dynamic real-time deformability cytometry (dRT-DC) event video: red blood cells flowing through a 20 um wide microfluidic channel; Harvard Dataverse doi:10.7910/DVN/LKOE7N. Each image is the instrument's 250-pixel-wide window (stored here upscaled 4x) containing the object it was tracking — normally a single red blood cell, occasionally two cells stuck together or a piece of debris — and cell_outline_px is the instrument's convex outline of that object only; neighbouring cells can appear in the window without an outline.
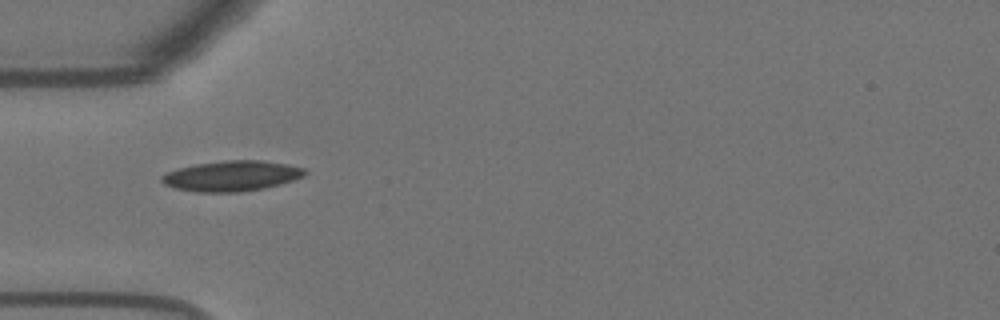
{"species": "Egyptian fruit bat (a non-hibernating species)", "species_latin": "Rousettus aegyptiacus", "temperature_condition": "warm", "stored_images_in_passage": 39, "camera_frame_rate_fps": 3000, "um_per_image_px": 0.085, "animal": {"sex": "female"}, "frame": {"image": 1, "passage_image": 1, "time_ms": 0.0, "image_size_px": [1000, 320], "cell_outline_px": [[308, 172], [304, 176], [280, 184], [264, 188], [240, 192], [196, 192], [176, 188], [164, 184], [160, 180], [160, 176], [168, 172], [180, 168], [196, 164], [228, 160], [260, 160], [288, 164], [304, 168]], "centroid_in_image_um": [19.71, 14.95], "position_along_channel_um": 65.3, "area_um2": 25.26}}
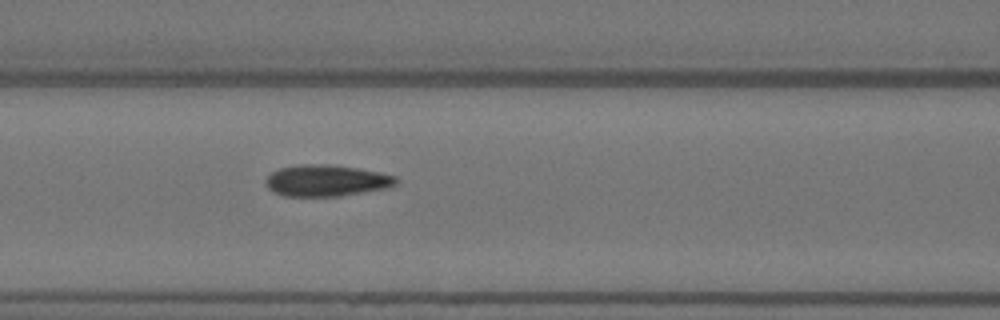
{"frame": {"image": 2, "passage_image": 7, "time_ms": 2.0, "image_size_px": [1000, 320], "cell_outline_px": [[400, 180], [396, 184], [388, 188], [340, 196], [284, 196], [272, 192], [268, 188], [264, 180], [272, 172], [280, 168], [300, 164], [328, 164], [356, 168], [380, 172], [396, 176]], "centroid_in_image_um": [27.75, 15.35], "position_along_channel_um": 138.9, "area_um2": 24.04}}
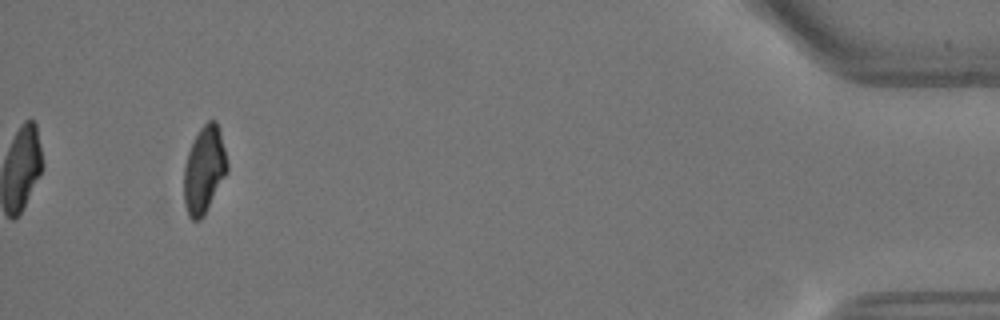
{"frame": {"image": 3, "passage_image": 36, "time_ms": 11.667, "image_size_px": [1000, 320], "cell_outline_px": [[228, 172], [204, 216], [200, 220], [192, 220], [188, 216], [184, 200], [184, 168], [188, 152], [200, 128], [208, 120], [216, 120], [220, 132], [228, 164]], "centroid_in_image_um": [17.36, 14.46], "position_along_channel_um": 417.8, "area_um2": 21.91}, "authors_computed_cell_mechanics": {"area_um2": 23.3512, "velocity_mm_per_s": 3.6499, "shape_relaxation_time_tau1_ms": 5.9421, "shape_relaxation_time_tau2_ms": 1.8641, "deformation_change_tau1": 0.1706, "deformation_change_tau2": 0.0758}}